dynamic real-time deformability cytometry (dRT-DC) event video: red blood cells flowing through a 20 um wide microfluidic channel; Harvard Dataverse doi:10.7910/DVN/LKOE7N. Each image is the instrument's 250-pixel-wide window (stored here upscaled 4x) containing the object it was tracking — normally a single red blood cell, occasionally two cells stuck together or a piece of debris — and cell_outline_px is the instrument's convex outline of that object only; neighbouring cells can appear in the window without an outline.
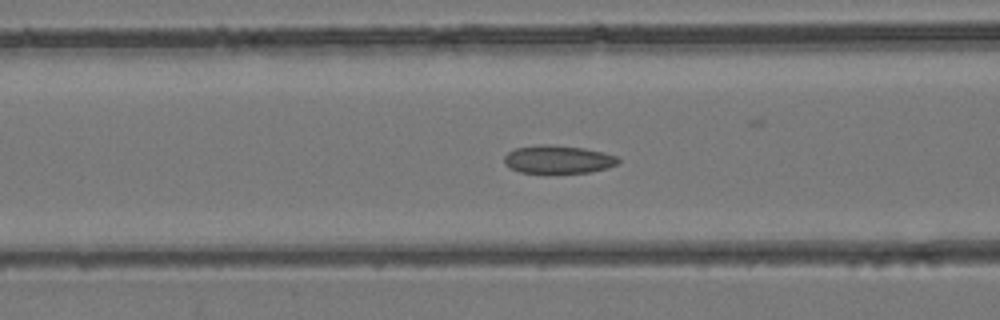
{"species": "common noctule bat (a hibernating species)", "species_latin": "Nyctalus noctula", "temperature_condition": "room temperature", "stored_images_in_passage": 44, "camera_frame_rate_fps": 3000, "um_per_image_px": 0.085, "animal": {"sex": "female", "body_mass_g": 24.6, "forearm_length_mm": 56.2}, "frame": {"image": 1, "passage_image": 18, "time_ms": 5.667, "image_size_px": [1000, 320], "cell_outline_px": [[620, 160], [616, 164], [608, 168], [588, 172], [520, 172], [508, 168], [504, 164], [504, 156], [508, 152], [516, 148], [540, 144], [548, 144], [584, 148], [604, 152], [616, 156]], "centroid_in_image_um": [47.41, 13.54], "position_along_channel_um": 119.2, "area_um2": 18.55}}
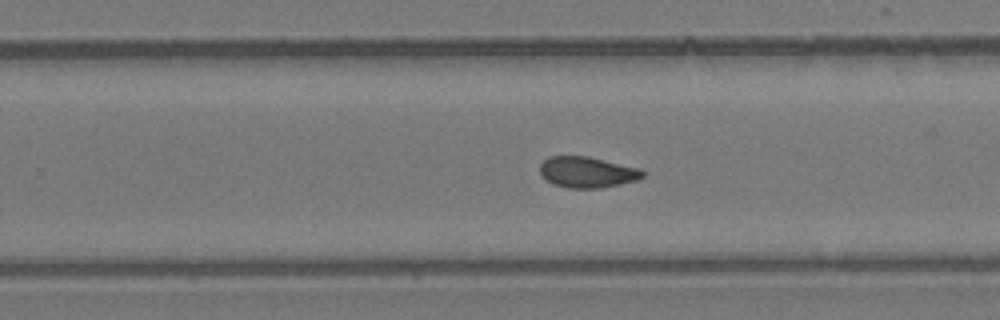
{"frame": {"image": 2, "passage_image": 28, "time_ms": 9.0, "image_size_px": [1000, 320], "cell_outline_px": [[644, 176], [636, 180], [620, 184], [600, 188], [568, 188], [552, 184], [540, 172], [540, 164], [548, 156], [588, 156], [640, 168], [644, 172]], "centroid_in_image_um": [49.91, 14.63], "position_along_channel_um": 279.9, "area_um2": 18.5}}
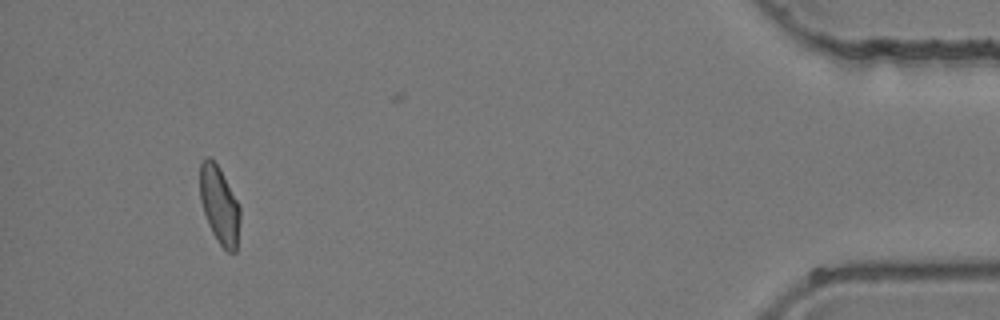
{"frame": {"image": 3, "passage_image": 41, "time_ms": 13.333, "image_size_px": [1000, 320], "cell_outline_px": [[240, 220], [236, 252], [228, 252], [220, 244], [212, 232], [208, 224], [200, 200], [200, 164], [204, 156], [208, 156], [220, 168], [240, 204]], "centroid_in_image_um": [18.66, 17.41], "position_along_channel_um": 416.5, "area_um2": 18.26}}